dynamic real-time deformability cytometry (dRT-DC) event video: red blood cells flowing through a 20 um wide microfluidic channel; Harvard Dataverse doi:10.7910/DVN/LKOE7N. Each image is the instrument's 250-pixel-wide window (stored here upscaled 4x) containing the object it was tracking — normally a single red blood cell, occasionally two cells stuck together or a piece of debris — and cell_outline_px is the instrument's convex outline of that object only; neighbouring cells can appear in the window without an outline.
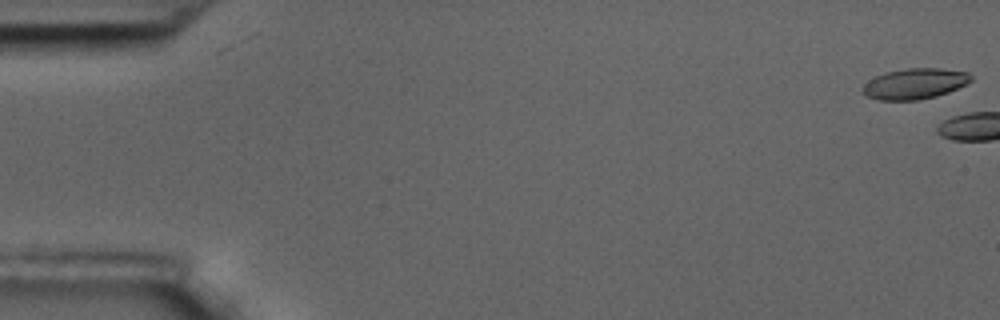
{"species": "common noctule bat (a hibernating species)", "species_latin": "Nyctalus noctula", "temperature_condition": "room temperature", "stored_images_in_passage": 4, "camera_frame_rate_fps": 3000, "um_per_image_px": 0.085, "animal": {"sex": "male", "body_mass_g": 17.5, "forearm_length_mm": 52.3}, "frame": {"image": 1, "passage_image": 1, "time_ms": 0.0, "image_size_px": [1000, 320], "cell_outline_px": [[972, 80], [968, 84], [948, 92], [936, 96], [920, 100], [880, 100], [868, 96], [860, 92], [860, 88], [864, 84], [876, 76], [884, 72], [908, 68], [940, 68], [968, 72], [972, 76]], "centroid_in_image_um": [77.76, 7.11], "position_along_channel_um": 7.2, "area_um2": 19.54}}